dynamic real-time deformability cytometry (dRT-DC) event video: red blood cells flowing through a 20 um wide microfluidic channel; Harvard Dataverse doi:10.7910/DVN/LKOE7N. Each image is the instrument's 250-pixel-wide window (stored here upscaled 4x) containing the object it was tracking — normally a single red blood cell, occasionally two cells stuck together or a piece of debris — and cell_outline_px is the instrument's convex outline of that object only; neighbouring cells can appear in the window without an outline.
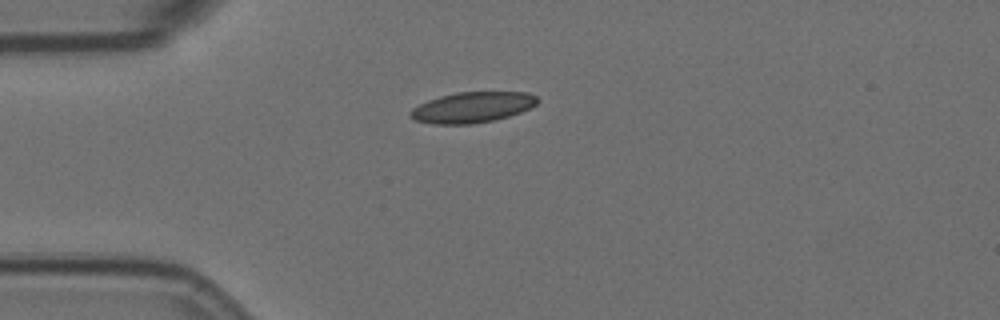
{"species": "Egyptian fruit bat (a non-hibernating species)", "species_latin": "Rousettus aegyptiacus", "temperature_condition": "room temperature", "stored_images_in_passage": 36, "camera_frame_rate_fps": 3000, "um_per_image_px": 0.085, "animal": {"sex": "female"}, "frame": {"image": 1, "passage_image": 1, "time_ms": 0.0, "image_size_px": [1000, 320], "cell_outline_px": [[540, 100], [536, 104], [520, 112], [496, 120], [472, 124], [432, 124], [416, 120], [408, 116], [408, 112], [412, 108], [428, 100], [440, 96], [456, 92], [528, 92], [536, 96]], "centroid_in_image_um": [40.13, 9.12], "position_along_channel_um": 44.9, "area_um2": 22.77}}
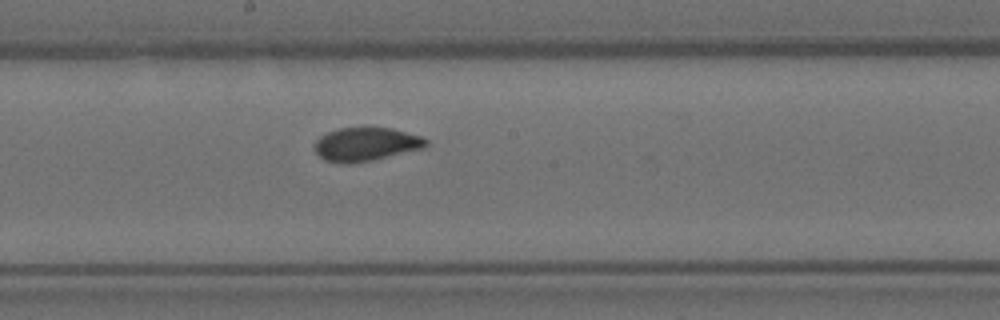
{"frame": {"image": 2, "passage_image": 17, "time_ms": 5.333, "image_size_px": [1000, 320], "cell_outline_px": [[428, 144], [424, 148], [372, 160], [324, 160], [316, 152], [312, 144], [320, 136], [328, 132], [340, 128], [392, 128], [420, 136], [428, 140]], "centroid_in_image_um": [31.13, 12.21], "position_along_channel_um": 217.1, "area_um2": 20.98}}
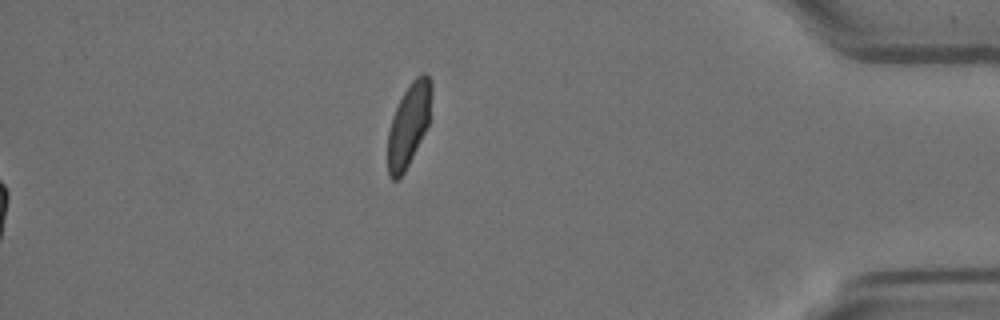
{"frame": {"image": 3, "passage_image": 36, "time_ms": 11.667, "image_size_px": [1000, 320], "cell_outline_px": [[432, 92], [428, 124], [400, 180], [392, 180], [388, 176], [388, 132], [392, 116], [404, 92], [412, 80], [416, 76], [424, 72], [432, 80]], "centroid_in_image_um": [34.74, 10.59], "position_along_channel_um": 400.5, "area_um2": 20.92}, "authors_computed_cell_mechanics": {"area_um2": 22.253, "velocity_mm_per_s": 3.5562, "shape_relaxation_time_tau1_ms": 4.0293, "shape_relaxation_time_tau2_ms": 0.7342, "deformation_change_tau1": 0.1299, "deformation_change_tau2": 0.0439}}